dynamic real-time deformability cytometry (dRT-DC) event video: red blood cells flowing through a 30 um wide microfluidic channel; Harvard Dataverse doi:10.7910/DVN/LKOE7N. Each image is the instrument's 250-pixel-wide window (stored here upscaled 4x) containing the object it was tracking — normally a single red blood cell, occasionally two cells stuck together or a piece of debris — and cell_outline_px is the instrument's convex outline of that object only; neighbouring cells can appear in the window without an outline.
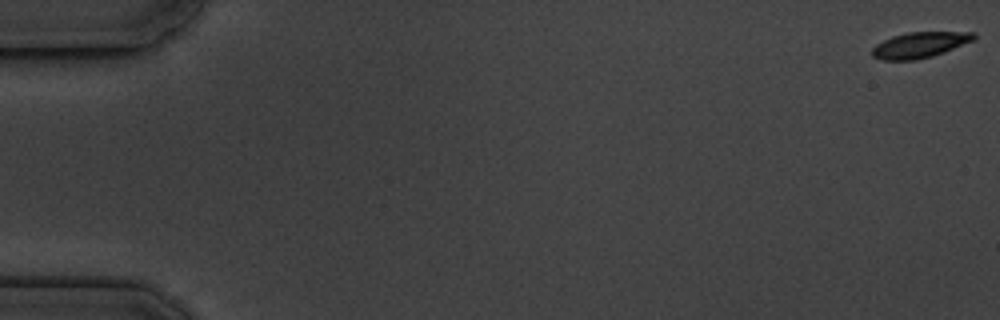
{"species": "common noctule bat (a hibernating species)", "species_latin": "Nyctalus noctula", "temperature_condition": "cold", "stored_images_in_passage": 6, "camera_frame_rate_fps": 3000, "um_per_image_px": 0.085, "animal": {"sex": "male", "body_mass_g": 19.5, "forearm_length_mm": 54.6}, "frame": {"image": 1, "passage_image": 1, "time_ms": 0.0, "image_size_px": [1000, 320], "cell_outline_px": [[976, 40], [944, 52], [932, 56], [916, 60], [884, 60], [872, 56], [872, 48], [876, 44], [892, 36], [908, 32], [976, 32]], "centroid_in_image_um": [78.21, 3.81], "position_along_channel_um": 6.8, "area_um2": 15.32}}